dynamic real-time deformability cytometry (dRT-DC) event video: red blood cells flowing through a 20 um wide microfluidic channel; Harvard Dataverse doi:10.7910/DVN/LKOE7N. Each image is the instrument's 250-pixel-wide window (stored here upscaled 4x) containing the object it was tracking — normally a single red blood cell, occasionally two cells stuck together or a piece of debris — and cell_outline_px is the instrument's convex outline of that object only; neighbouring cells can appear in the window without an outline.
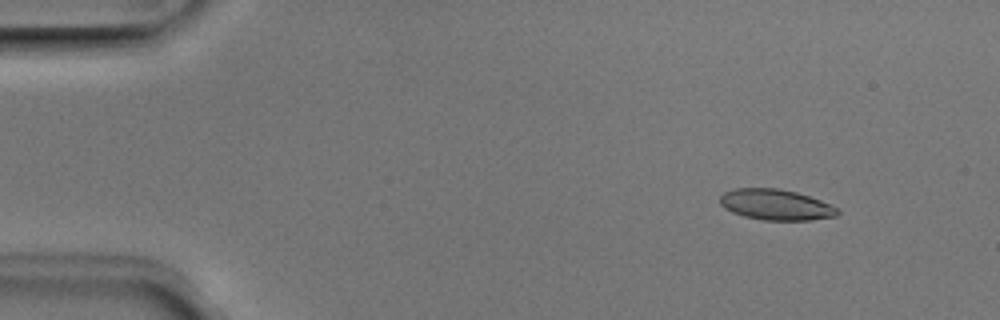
{"species": "Egyptian fruit bat (a non-hibernating species)", "species_latin": "Rousettus aegyptiacus", "temperature_condition": "room temperature", "stored_images_in_passage": 5, "camera_frame_rate_fps": 3000, "um_per_image_px": 0.085, "animal": {"sex": "male"}, "frame": {"image": 1, "passage_image": 2, "time_ms": 0.333, "image_size_px": [1000, 320], "cell_outline_px": [[840, 212], [836, 216], [812, 220], [764, 220], [744, 216], [732, 212], [724, 208], [720, 204], [720, 196], [724, 192], [736, 188], [780, 188], [796, 192], [820, 200], [840, 208]], "centroid_in_image_um": [65.96, 17.4], "position_along_channel_um": 19.0, "area_um2": 21.15}}